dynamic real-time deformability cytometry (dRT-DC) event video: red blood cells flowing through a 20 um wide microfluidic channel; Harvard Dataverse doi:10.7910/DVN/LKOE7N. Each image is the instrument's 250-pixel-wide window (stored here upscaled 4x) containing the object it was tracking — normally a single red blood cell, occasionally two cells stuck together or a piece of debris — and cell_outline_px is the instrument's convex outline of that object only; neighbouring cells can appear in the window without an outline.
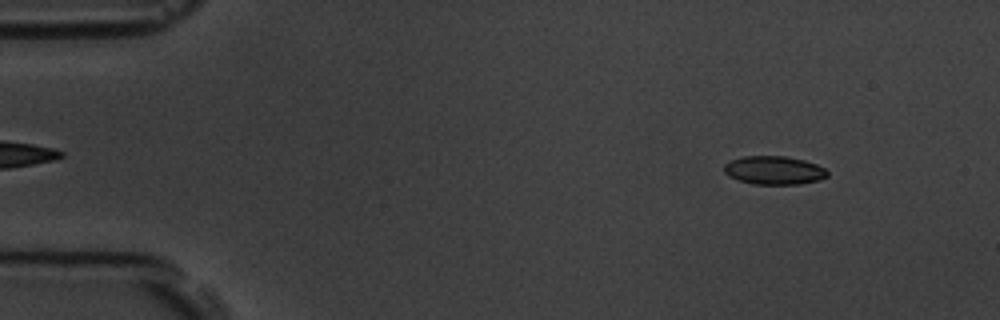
{"species": "common noctule bat (a hibernating species)", "species_latin": "Nyctalus noctula", "temperature_condition": "room temperature", "stored_images_in_passage": 4, "camera_frame_rate_fps": 3000, "um_per_image_px": 0.085, "animal": {"sex": "male", "body_mass_g": 19.5, "forearm_length_mm": 54.6}, "frame": {"image": 1, "passage_image": 1, "time_ms": 0.0, "image_size_px": [1000, 320], "cell_outline_px": [[828, 176], [820, 180], [796, 184], [752, 184], [728, 176], [724, 172], [724, 164], [728, 160], [744, 156], [788, 156], [804, 160], [816, 164], [824, 168], [828, 172]], "centroid_in_image_um": [65.77, 14.46], "position_along_channel_um": 19.2, "area_um2": 17.22}}
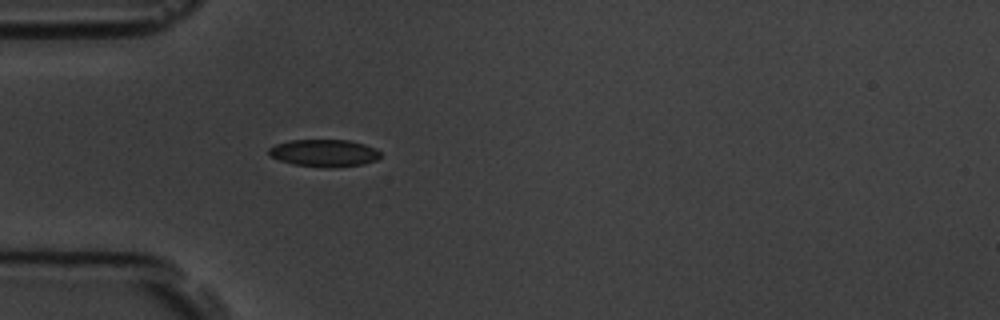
{"frame": {"image": 2, "passage_image": 4, "time_ms": 3.333, "image_size_px": [1000, 320], "cell_outline_px": [[380, 156], [376, 160], [364, 164], [332, 168], [292, 164], [280, 160], [272, 156], [268, 152], [268, 148], [276, 144], [288, 140], [348, 140], [364, 144], [376, 148], [380, 152]], "centroid_in_image_um": [27.56, 13.0], "position_along_channel_um": 57.4, "area_um2": 17.74}}